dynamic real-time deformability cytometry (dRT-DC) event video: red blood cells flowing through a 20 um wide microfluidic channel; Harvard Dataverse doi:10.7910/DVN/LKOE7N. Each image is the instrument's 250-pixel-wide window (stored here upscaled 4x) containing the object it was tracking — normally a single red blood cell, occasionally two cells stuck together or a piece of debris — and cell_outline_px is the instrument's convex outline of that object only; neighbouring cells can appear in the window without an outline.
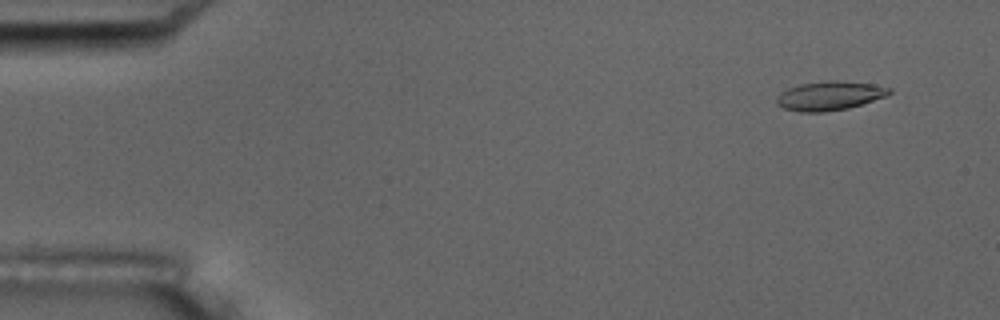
{"species": "common noctule bat (a hibernating species)", "species_latin": "Nyctalus noctula", "temperature_condition": "room temperature", "stored_images_in_passage": 5, "camera_frame_rate_fps": 3000, "um_per_image_px": 0.085, "animal": {"sex": "male", "body_mass_g": 17.5, "forearm_length_mm": 52.3}, "frame": {"image": 1, "passage_image": 2, "time_ms": 1.0, "image_size_px": [1000, 320], "cell_outline_px": [[892, 92], [888, 96], [848, 108], [824, 112], [800, 112], [784, 108], [776, 104], [776, 100], [780, 92], [788, 88], [800, 84], [836, 80], [872, 84], [892, 88]], "centroid_in_image_um": [70.53, 8.14], "position_along_channel_um": 14.5, "area_um2": 19.02}}
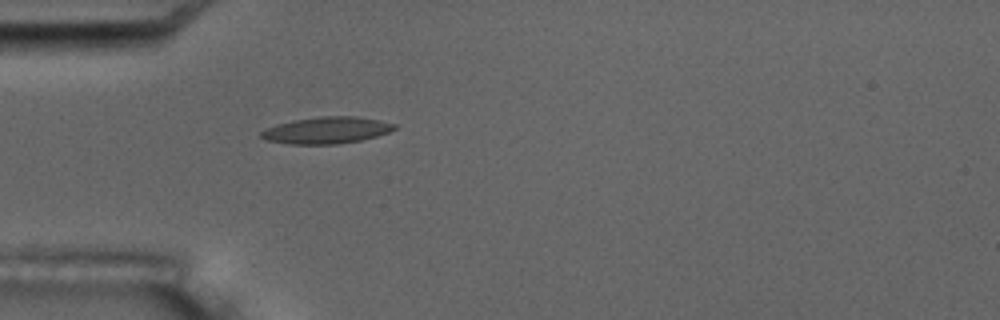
{"frame": {"image": 2, "passage_image": 5, "time_ms": 5.333, "image_size_px": [1000, 320], "cell_outline_px": [[396, 128], [388, 132], [376, 136], [360, 140], [336, 144], [292, 144], [268, 140], [260, 136], [260, 132], [276, 124], [296, 120], [320, 116], [356, 116], [380, 120], [396, 124]], "centroid_in_image_um": [27.79, 11.06], "position_along_channel_um": 57.2, "area_um2": 20.46}}